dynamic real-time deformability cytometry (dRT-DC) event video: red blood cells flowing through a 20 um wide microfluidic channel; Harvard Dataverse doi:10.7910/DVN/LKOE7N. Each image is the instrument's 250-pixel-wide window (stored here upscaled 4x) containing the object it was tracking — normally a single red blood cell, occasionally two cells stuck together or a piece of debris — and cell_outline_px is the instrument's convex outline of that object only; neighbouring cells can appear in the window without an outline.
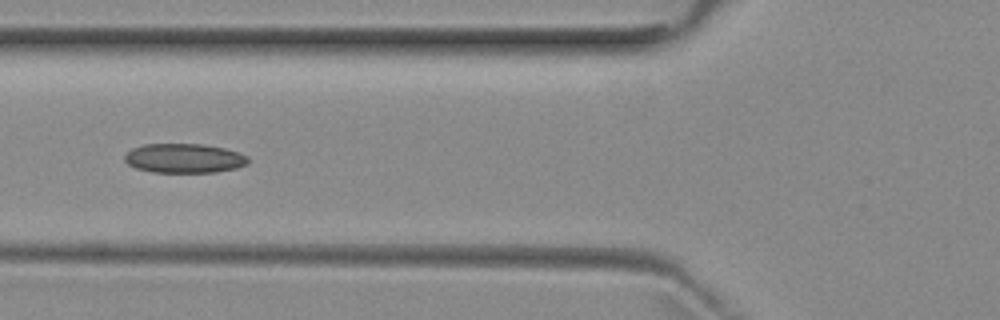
{"species": "common noctule bat (a hibernating species)", "species_latin": "Nyctalus noctula", "temperature_condition": "room temperature", "stored_images_in_passage": 2, "camera_frame_rate_fps": 3000, "um_per_image_px": 0.085, "animal": {"sex": "female", "body_mass_g": 29.2, "forearm_length_mm": 56.3}, "frame": {"image": 1, "passage_image": 2, "time_ms": 1.0, "image_size_px": [1000, 320], "cell_outline_px": [[248, 164], [236, 168], [216, 172], [152, 172], [136, 168], [128, 164], [124, 160], [124, 156], [132, 148], [144, 144], [204, 144], [224, 148], [240, 152], [248, 156]], "centroid_in_image_um": [15.67, 13.45], "position_along_channel_um": 110.1, "area_um2": 21.21}}